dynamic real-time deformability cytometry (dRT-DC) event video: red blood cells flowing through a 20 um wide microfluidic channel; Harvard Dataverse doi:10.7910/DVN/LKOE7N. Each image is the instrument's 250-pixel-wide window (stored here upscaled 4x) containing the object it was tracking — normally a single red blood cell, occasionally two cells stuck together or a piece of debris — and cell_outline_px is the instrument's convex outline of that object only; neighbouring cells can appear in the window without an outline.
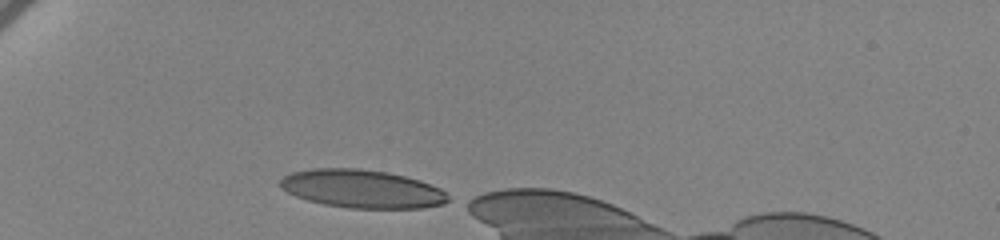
{"species": "human", "species_latin": "Homo sapiens", "temperature_condition": "cold", "stored_images_in_passage": 35, "camera_frame_rate_fps": 3000, "um_per_image_px": 0.085, "donor": {"sex": "female"}, "frame": {"image": 1, "passage_image": 1, "time_ms": 0.0, "image_size_px": [1000, 240], "cell_outline_px": [[452, 200], [444, 204], [420, 208], [348, 208], [324, 204], [308, 200], [296, 196], [280, 188], [280, 180], [284, 176], [292, 172], [312, 168], [360, 168], [388, 172], [420, 180], [440, 188]], "centroid_in_image_um": [30.78, 16.05], "position_along_channel_um": 54.2, "area_um2": 37.51}}
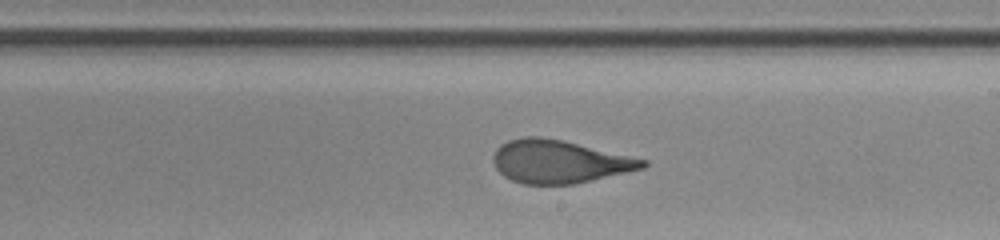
{"frame": {"image": 2, "passage_image": 20, "time_ms": 6.333, "image_size_px": [1000, 240], "cell_outline_px": [[648, 164], [644, 168], [572, 184], [524, 184], [512, 180], [504, 176], [496, 168], [492, 160], [492, 156], [496, 148], [500, 144], [508, 140], [524, 136], [540, 136], [564, 140], [648, 160]], "centroid_in_image_um": [47.5, 13.71], "position_along_channel_um": 241.5, "area_um2": 37.45}}
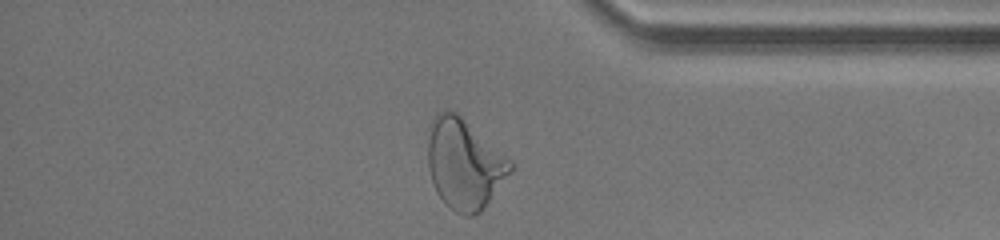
{"frame": {"image": 3, "passage_image": 34, "time_ms": 11.0, "image_size_px": [1000, 240], "cell_outline_px": [[512, 172], [484, 208], [480, 212], [472, 216], [464, 216], [456, 212], [444, 204], [436, 192], [432, 184], [428, 168], [428, 124], [436, 112], [444, 108], [448, 108], [456, 112], [508, 160], [512, 164]], "centroid_in_image_um": [39.39, 13.94], "position_along_channel_um": 395.8, "area_um2": 43.29}, "authors_computed_cell_mechanics": {"area_um2": 38.148, "velocity_mm_per_s": 3.4404, "shape_relaxation_time_tau1_ms": 3.8525, "shape_relaxation_time_tau2_ms": 1.1004, "deformation_change_tau1": 0.191, "deformation_change_tau2": 0.0772}}